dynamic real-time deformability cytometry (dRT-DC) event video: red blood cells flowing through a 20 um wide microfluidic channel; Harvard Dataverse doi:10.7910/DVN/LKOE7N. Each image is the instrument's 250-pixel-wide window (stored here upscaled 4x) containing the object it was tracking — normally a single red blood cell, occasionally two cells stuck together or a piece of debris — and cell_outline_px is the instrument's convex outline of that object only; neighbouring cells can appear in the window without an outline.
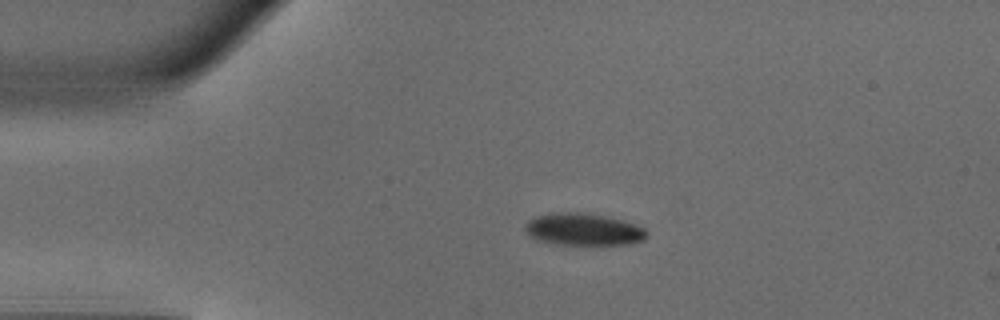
{"species": "common noctule bat (a hibernating species)", "species_latin": "Nyctalus noctula", "temperature_condition": "warm", "stored_images_in_passage": 2, "camera_frame_rate_fps": 3000, "um_per_image_px": 0.085, "animal": {"sex": "male", "body_mass_g": 18.8}, "frame": {"image": 1, "passage_image": 1, "time_ms": 0.0, "image_size_px": [1000, 320], "cell_outline_px": [[648, 236], [644, 240], [628, 244], [556, 244], [536, 240], [524, 228], [524, 224], [528, 220], [536, 216], [552, 212], [588, 212], [608, 216], [636, 224], [644, 228], [648, 232]], "centroid_in_image_um": [49.6, 19.48], "position_along_channel_um": 35.4, "area_um2": 23.0}}